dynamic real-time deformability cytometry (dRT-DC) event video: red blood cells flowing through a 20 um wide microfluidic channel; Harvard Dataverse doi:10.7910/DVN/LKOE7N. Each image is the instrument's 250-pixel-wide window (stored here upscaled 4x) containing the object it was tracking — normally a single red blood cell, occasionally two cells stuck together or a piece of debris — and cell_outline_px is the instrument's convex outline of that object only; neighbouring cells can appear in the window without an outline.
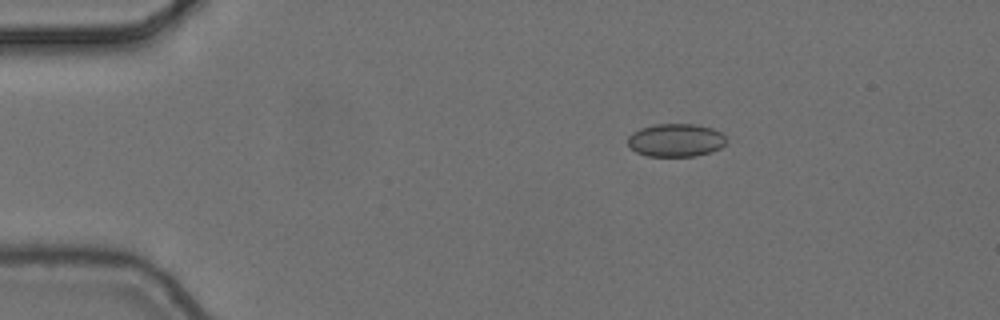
{"species": "common noctule bat (a hibernating species)", "species_latin": "Nyctalus noctula", "temperature_condition": "cold", "stored_images_in_passage": 3, "camera_frame_rate_fps": 3000, "um_per_image_px": 0.085, "animal": {"sex": "female", "body_mass_g": 24.6, "forearm_length_mm": 56.2}, "frame": {"image": 1, "passage_image": 1, "time_ms": 0.0, "image_size_px": [1000, 320], "cell_outline_px": [[728, 140], [720, 148], [712, 152], [696, 156], [648, 156], [636, 152], [628, 144], [628, 136], [632, 132], [640, 128], [656, 124], [696, 124], [712, 128], [720, 132]], "centroid_in_image_um": [57.45, 11.91], "position_along_channel_um": 27.5, "area_um2": 19.07}}